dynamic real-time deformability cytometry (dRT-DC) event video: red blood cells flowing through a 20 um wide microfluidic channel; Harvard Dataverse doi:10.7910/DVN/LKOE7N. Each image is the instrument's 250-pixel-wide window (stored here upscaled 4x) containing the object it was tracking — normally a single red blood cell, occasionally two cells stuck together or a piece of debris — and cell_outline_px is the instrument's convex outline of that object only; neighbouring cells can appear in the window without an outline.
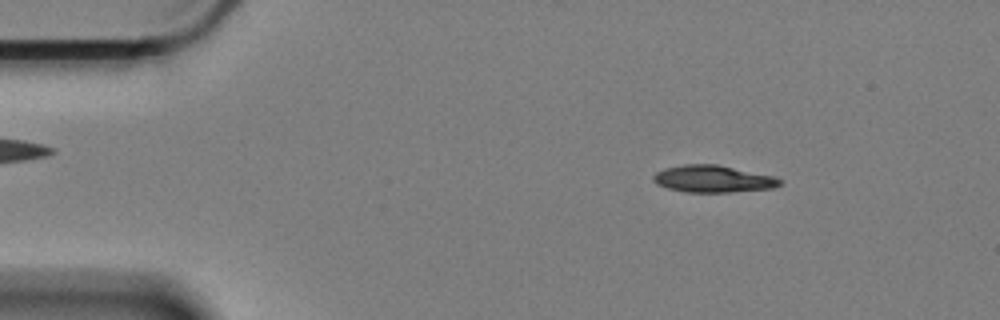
{"species": "Egyptian fruit bat (a non-hibernating species)", "species_latin": "Rousettus aegyptiacus", "temperature_condition": "cold", "stored_images_in_passage": 53, "camera_frame_rate_fps": 3000, "um_per_image_px": 0.085, "animal": {"sex": "female"}, "frame": {"image": 1, "passage_image": 1, "time_ms": 0.0, "image_size_px": [1000, 320], "cell_outline_px": [[784, 180], [780, 184], [772, 188], [732, 192], [688, 192], [668, 188], [656, 184], [652, 180], [652, 176], [656, 172], [664, 168], [684, 164], [716, 164], [776, 176]], "centroid_in_image_um": [60.61, 15.2], "position_along_channel_um": 24.4, "area_um2": 20.06}}
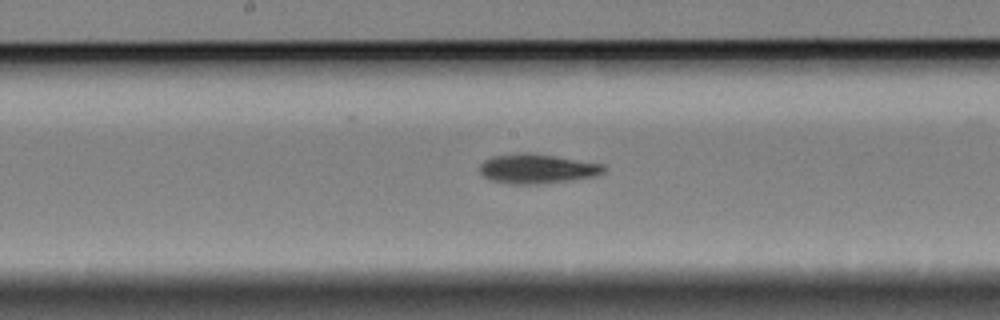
{"frame": {"image": 2, "passage_image": 23, "time_ms": 7.333, "image_size_px": [1000, 320], "cell_outline_px": [[608, 168], [604, 172], [596, 176], [572, 180], [540, 184], [512, 184], [492, 180], [484, 176], [480, 172], [480, 164], [484, 160], [492, 156], [520, 152], [528, 152], [556, 156], [604, 164]], "centroid_in_image_um": [45.69, 14.33], "position_along_channel_um": 202.5, "area_um2": 21.56}}
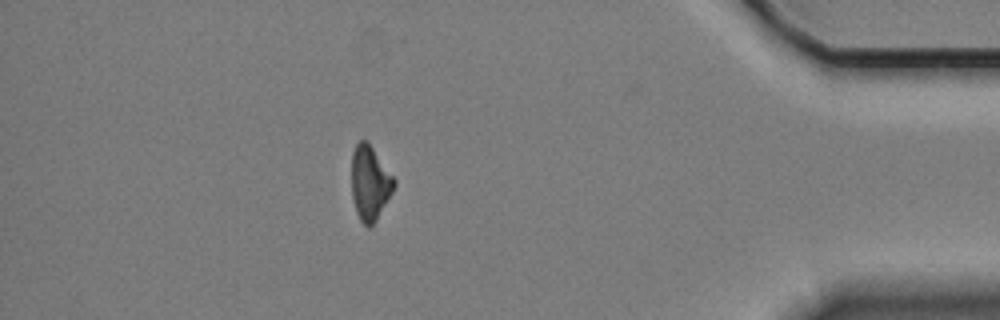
{"frame": {"image": 3, "passage_image": 45, "time_ms": 14.667, "image_size_px": [1000, 320], "cell_outline_px": [[396, 184], [392, 192], [376, 220], [368, 228], [360, 220], [356, 212], [352, 196], [352, 152], [356, 144], [360, 140], [368, 140], [396, 180]], "centroid_in_image_um": [31.44, 15.52], "position_along_channel_um": 403.8, "area_um2": 18.44}, "authors_computed_cell_mechanics": {"area_um2": 20.23, "velocity_mm_per_s": 3.327, "shape_relaxation_time_tau1_ms": 3.716, "shape_relaxation_time_tau2_ms": null, "deformation_change_tau1": 0.1301, "deformation_change_tau2": null}}